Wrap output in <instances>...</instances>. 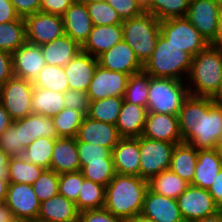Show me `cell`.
<instances>
[{
    "instance_id": "1",
    "label": "cell",
    "mask_w": 222,
    "mask_h": 222,
    "mask_svg": "<svg viewBox=\"0 0 222 222\" xmlns=\"http://www.w3.org/2000/svg\"><path fill=\"white\" fill-rule=\"evenodd\" d=\"M183 143L199 149H215L222 131V104L211 97L190 95L184 100L178 114Z\"/></svg>"
},
{
    "instance_id": "2",
    "label": "cell",
    "mask_w": 222,
    "mask_h": 222,
    "mask_svg": "<svg viewBox=\"0 0 222 222\" xmlns=\"http://www.w3.org/2000/svg\"><path fill=\"white\" fill-rule=\"evenodd\" d=\"M148 182L140 176L115 174L105 188L104 207L114 216L128 221L141 214Z\"/></svg>"
},
{
    "instance_id": "3",
    "label": "cell",
    "mask_w": 222,
    "mask_h": 222,
    "mask_svg": "<svg viewBox=\"0 0 222 222\" xmlns=\"http://www.w3.org/2000/svg\"><path fill=\"white\" fill-rule=\"evenodd\" d=\"M222 47L209 44L193 57L186 80L189 94L213 97L221 84Z\"/></svg>"
},
{
    "instance_id": "4",
    "label": "cell",
    "mask_w": 222,
    "mask_h": 222,
    "mask_svg": "<svg viewBox=\"0 0 222 222\" xmlns=\"http://www.w3.org/2000/svg\"><path fill=\"white\" fill-rule=\"evenodd\" d=\"M192 60L190 53L180 50L160 34L151 57L143 65V70L155 78L186 81Z\"/></svg>"
},
{
    "instance_id": "5",
    "label": "cell",
    "mask_w": 222,
    "mask_h": 222,
    "mask_svg": "<svg viewBox=\"0 0 222 222\" xmlns=\"http://www.w3.org/2000/svg\"><path fill=\"white\" fill-rule=\"evenodd\" d=\"M123 40L133 49L138 60L144 65L151 57L160 36V21L147 11L121 24Z\"/></svg>"
},
{
    "instance_id": "6",
    "label": "cell",
    "mask_w": 222,
    "mask_h": 222,
    "mask_svg": "<svg viewBox=\"0 0 222 222\" xmlns=\"http://www.w3.org/2000/svg\"><path fill=\"white\" fill-rule=\"evenodd\" d=\"M188 96L186 81L150 76L147 112L178 115Z\"/></svg>"
},
{
    "instance_id": "7",
    "label": "cell",
    "mask_w": 222,
    "mask_h": 222,
    "mask_svg": "<svg viewBox=\"0 0 222 222\" xmlns=\"http://www.w3.org/2000/svg\"><path fill=\"white\" fill-rule=\"evenodd\" d=\"M160 33L171 44L190 53L193 57L209 45L186 17L161 20Z\"/></svg>"
},
{
    "instance_id": "8",
    "label": "cell",
    "mask_w": 222,
    "mask_h": 222,
    "mask_svg": "<svg viewBox=\"0 0 222 222\" xmlns=\"http://www.w3.org/2000/svg\"><path fill=\"white\" fill-rule=\"evenodd\" d=\"M175 145L140 136L139 176L148 181L160 172L170 169Z\"/></svg>"
},
{
    "instance_id": "9",
    "label": "cell",
    "mask_w": 222,
    "mask_h": 222,
    "mask_svg": "<svg viewBox=\"0 0 222 222\" xmlns=\"http://www.w3.org/2000/svg\"><path fill=\"white\" fill-rule=\"evenodd\" d=\"M33 82L13 76L0 87V103L13 120L24 118L31 113Z\"/></svg>"
},
{
    "instance_id": "10",
    "label": "cell",
    "mask_w": 222,
    "mask_h": 222,
    "mask_svg": "<svg viewBox=\"0 0 222 222\" xmlns=\"http://www.w3.org/2000/svg\"><path fill=\"white\" fill-rule=\"evenodd\" d=\"M222 4L219 0H190L186 18L208 41L216 46L218 15Z\"/></svg>"
},
{
    "instance_id": "11",
    "label": "cell",
    "mask_w": 222,
    "mask_h": 222,
    "mask_svg": "<svg viewBox=\"0 0 222 222\" xmlns=\"http://www.w3.org/2000/svg\"><path fill=\"white\" fill-rule=\"evenodd\" d=\"M176 200L185 222H194L219 211L208 190L191 184Z\"/></svg>"
},
{
    "instance_id": "12",
    "label": "cell",
    "mask_w": 222,
    "mask_h": 222,
    "mask_svg": "<svg viewBox=\"0 0 222 222\" xmlns=\"http://www.w3.org/2000/svg\"><path fill=\"white\" fill-rule=\"evenodd\" d=\"M24 19L29 43L42 46L65 34L62 16L39 11Z\"/></svg>"
},
{
    "instance_id": "13",
    "label": "cell",
    "mask_w": 222,
    "mask_h": 222,
    "mask_svg": "<svg viewBox=\"0 0 222 222\" xmlns=\"http://www.w3.org/2000/svg\"><path fill=\"white\" fill-rule=\"evenodd\" d=\"M129 77L126 73L111 71L98 65L87 90L90 101L123 97Z\"/></svg>"
},
{
    "instance_id": "14",
    "label": "cell",
    "mask_w": 222,
    "mask_h": 222,
    "mask_svg": "<svg viewBox=\"0 0 222 222\" xmlns=\"http://www.w3.org/2000/svg\"><path fill=\"white\" fill-rule=\"evenodd\" d=\"M5 202L12 210L14 218L37 220L41 202L33 191L32 185L9 183Z\"/></svg>"
},
{
    "instance_id": "15",
    "label": "cell",
    "mask_w": 222,
    "mask_h": 222,
    "mask_svg": "<svg viewBox=\"0 0 222 222\" xmlns=\"http://www.w3.org/2000/svg\"><path fill=\"white\" fill-rule=\"evenodd\" d=\"M97 59L98 65L111 71L132 75L143 70V64L124 40L102 53Z\"/></svg>"
},
{
    "instance_id": "16",
    "label": "cell",
    "mask_w": 222,
    "mask_h": 222,
    "mask_svg": "<svg viewBox=\"0 0 222 222\" xmlns=\"http://www.w3.org/2000/svg\"><path fill=\"white\" fill-rule=\"evenodd\" d=\"M121 138L116 125L93 120L86 115L76 136L77 142L100 145L109 148L111 151Z\"/></svg>"
},
{
    "instance_id": "17",
    "label": "cell",
    "mask_w": 222,
    "mask_h": 222,
    "mask_svg": "<svg viewBox=\"0 0 222 222\" xmlns=\"http://www.w3.org/2000/svg\"><path fill=\"white\" fill-rule=\"evenodd\" d=\"M142 136L168 143H182L178 115L148 112Z\"/></svg>"
},
{
    "instance_id": "18",
    "label": "cell",
    "mask_w": 222,
    "mask_h": 222,
    "mask_svg": "<svg viewBox=\"0 0 222 222\" xmlns=\"http://www.w3.org/2000/svg\"><path fill=\"white\" fill-rule=\"evenodd\" d=\"M13 73L18 78L34 81L45 66L41 46L25 42L13 54Z\"/></svg>"
},
{
    "instance_id": "19",
    "label": "cell",
    "mask_w": 222,
    "mask_h": 222,
    "mask_svg": "<svg viewBox=\"0 0 222 222\" xmlns=\"http://www.w3.org/2000/svg\"><path fill=\"white\" fill-rule=\"evenodd\" d=\"M141 214L156 222H185L177 200L156 194L147 189Z\"/></svg>"
},
{
    "instance_id": "20",
    "label": "cell",
    "mask_w": 222,
    "mask_h": 222,
    "mask_svg": "<svg viewBox=\"0 0 222 222\" xmlns=\"http://www.w3.org/2000/svg\"><path fill=\"white\" fill-rule=\"evenodd\" d=\"M13 124L19 129L20 143L25 147L40 137L59 138L52 117L31 113L24 118L13 120Z\"/></svg>"
},
{
    "instance_id": "21",
    "label": "cell",
    "mask_w": 222,
    "mask_h": 222,
    "mask_svg": "<svg viewBox=\"0 0 222 222\" xmlns=\"http://www.w3.org/2000/svg\"><path fill=\"white\" fill-rule=\"evenodd\" d=\"M112 157L117 174L139 176L140 137L121 138L112 150Z\"/></svg>"
},
{
    "instance_id": "22",
    "label": "cell",
    "mask_w": 222,
    "mask_h": 222,
    "mask_svg": "<svg viewBox=\"0 0 222 222\" xmlns=\"http://www.w3.org/2000/svg\"><path fill=\"white\" fill-rule=\"evenodd\" d=\"M97 66L96 57L80 51L69 64L64 66L69 89L87 92Z\"/></svg>"
},
{
    "instance_id": "23",
    "label": "cell",
    "mask_w": 222,
    "mask_h": 222,
    "mask_svg": "<svg viewBox=\"0 0 222 222\" xmlns=\"http://www.w3.org/2000/svg\"><path fill=\"white\" fill-rule=\"evenodd\" d=\"M122 40L121 24L94 25L87 40L81 46V51L97 58Z\"/></svg>"
},
{
    "instance_id": "24",
    "label": "cell",
    "mask_w": 222,
    "mask_h": 222,
    "mask_svg": "<svg viewBox=\"0 0 222 222\" xmlns=\"http://www.w3.org/2000/svg\"><path fill=\"white\" fill-rule=\"evenodd\" d=\"M62 17L65 34L82 46L94 26L86 3L74 2Z\"/></svg>"
},
{
    "instance_id": "25",
    "label": "cell",
    "mask_w": 222,
    "mask_h": 222,
    "mask_svg": "<svg viewBox=\"0 0 222 222\" xmlns=\"http://www.w3.org/2000/svg\"><path fill=\"white\" fill-rule=\"evenodd\" d=\"M50 169L58 174L81 171L76 138L55 140Z\"/></svg>"
},
{
    "instance_id": "26",
    "label": "cell",
    "mask_w": 222,
    "mask_h": 222,
    "mask_svg": "<svg viewBox=\"0 0 222 222\" xmlns=\"http://www.w3.org/2000/svg\"><path fill=\"white\" fill-rule=\"evenodd\" d=\"M222 169V155L216 149H199L191 185L208 190Z\"/></svg>"
},
{
    "instance_id": "27",
    "label": "cell",
    "mask_w": 222,
    "mask_h": 222,
    "mask_svg": "<svg viewBox=\"0 0 222 222\" xmlns=\"http://www.w3.org/2000/svg\"><path fill=\"white\" fill-rule=\"evenodd\" d=\"M147 113V108L144 106L123 101L116 123L119 135L122 138L142 136Z\"/></svg>"
},
{
    "instance_id": "28",
    "label": "cell",
    "mask_w": 222,
    "mask_h": 222,
    "mask_svg": "<svg viewBox=\"0 0 222 222\" xmlns=\"http://www.w3.org/2000/svg\"><path fill=\"white\" fill-rule=\"evenodd\" d=\"M76 203L57 195L41 202L37 220L50 222H78Z\"/></svg>"
},
{
    "instance_id": "29",
    "label": "cell",
    "mask_w": 222,
    "mask_h": 222,
    "mask_svg": "<svg viewBox=\"0 0 222 222\" xmlns=\"http://www.w3.org/2000/svg\"><path fill=\"white\" fill-rule=\"evenodd\" d=\"M45 64L64 67L81 51V46L67 34L41 46Z\"/></svg>"
},
{
    "instance_id": "30",
    "label": "cell",
    "mask_w": 222,
    "mask_h": 222,
    "mask_svg": "<svg viewBox=\"0 0 222 222\" xmlns=\"http://www.w3.org/2000/svg\"><path fill=\"white\" fill-rule=\"evenodd\" d=\"M198 160V150L187 143L175 145L170 170L189 184L193 181Z\"/></svg>"
},
{
    "instance_id": "31",
    "label": "cell",
    "mask_w": 222,
    "mask_h": 222,
    "mask_svg": "<svg viewBox=\"0 0 222 222\" xmlns=\"http://www.w3.org/2000/svg\"><path fill=\"white\" fill-rule=\"evenodd\" d=\"M147 182L150 191L172 199H177L190 185L170 169L160 172Z\"/></svg>"
},
{
    "instance_id": "32",
    "label": "cell",
    "mask_w": 222,
    "mask_h": 222,
    "mask_svg": "<svg viewBox=\"0 0 222 222\" xmlns=\"http://www.w3.org/2000/svg\"><path fill=\"white\" fill-rule=\"evenodd\" d=\"M33 113L53 117L65 108L63 93L34 87L32 95Z\"/></svg>"
},
{
    "instance_id": "33",
    "label": "cell",
    "mask_w": 222,
    "mask_h": 222,
    "mask_svg": "<svg viewBox=\"0 0 222 222\" xmlns=\"http://www.w3.org/2000/svg\"><path fill=\"white\" fill-rule=\"evenodd\" d=\"M45 169L28 162L23 156L9 157L8 182L32 185Z\"/></svg>"
},
{
    "instance_id": "34",
    "label": "cell",
    "mask_w": 222,
    "mask_h": 222,
    "mask_svg": "<svg viewBox=\"0 0 222 222\" xmlns=\"http://www.w3.org/2000/svg\"><path fill=\"white\" fill-rule=\"evenodd\" d=\"M26 42L25 19L19 17L17 20L0 23V50L13 54Z\"/></svg>"
},
{
    "instance_id": "35",
    "label": "cell",
    "mask_w": 222,
    "mask_h": 222,
    "mask_svg": "<svg viewBox=\"0 0 222 222\" xmlns=\"http://www.w3.org/2000/svg\"><path fill=\"white\" fill-rule=\"evenodd\" d=\"M123 101V97H107L90 101L86 116L93 120L116 125Z\"/></svg>"
},
{
    "instance_id": "36",
    "label": "cell",
    "mask_w": 222,
    "mask_h": 222,
    "mask_svg": "<svg viewBox=\"0 0 222 222\" xmlns=\"http://www.w3.org/2000/svg\"><path fill=\"white\" fill-rule=\"evenodd\" d=\"M33 86L60 93L66 92L69 84L64 67L45 64L34 79Z\"/></svg>"
},
{
    "instance_id": "37",
    "label": "cell",
    "mask_w": 222,
    "mask_h": 222,
    "mask_svg": "<svg viewBox=\"0 0 222 222\" xmlns=\"http://www.w3.org/2000/svg\"><path fill=\"white\" fill-rule=\"evenodd\" d=\"M105 186L84 179L79 191L76 207L84 210L102 209L105 204Z\"/></svg>"
},
{
    "instance_id": "38",
    "label": "cell",
    "mask_w": 222,
    "mask_h": 222,
    "mask_svg": "<svg viewBox=\"0 0 222 222\" xmlns=\"http://www.w3.org/2000/svg\"><path fill=\"white\" fill-rule=\"evenodd\" d=\"M150 86V75L144 70L130 75L124 101L146 108Z\"/></svg>"
},
{
    "instance_id": "39",
    "label": "cell",
    "mask_w": 222,
    "mask_h": 222,
    "mask_svg": "<svg viewBox=\"0 0 222 222\" xmlns=\"http://www.w3.org/2000/svg\"><path fill=\"white\" fill-rule=\"evenodd\" d=\"M57 138L40 137L34 140L23 151V157L35 165L44 169H50L52 152Z\"/></svg>"
},
{
    "instance_id": "40",
    "label": "cell",
    "mask_w": 222,
    "mask_h": 222,
    "mask_svg": "<svg viewBox=\"0 0 222 222\" xmlns=\"http://www.w3.org/2000/svg\"><path fill=\"white\" fill-rule=\"evenodd\" d=\"M190 0H151L145 11L154 14L159 21L186 17Z\"/></svg>"
},
{
    "instance_id": "41",
    "label": "cell",
    "mask_w": 222,
    "mask_h": 222,
    "mask_svg": "<svg viewBox=\"0 0 222 222\" xmlns=\"http://www.w3.org/2000/svg\"><path fill=\"white\" fill-rule=\"evenodd\" d=\"M84 115L73 108H64L52 117L58 137L76 138Z\"/></svg>"
},
{
    "instance_id": "42",
    "label": "cell",
    "mask_w": 222,
    "mask_h": 222,
    "mask_svg": "<svg viewBox=\"0 0 222 222\" xmlns=\"http://www.w3.org/2000/svg\"><path fill=\"white\" fill-rule=\"evenodd\" d=\"M81 172L85 179L105 187L116 174L113 159L88 162V164L81 169Z\"/></svg>"
},
{
    "instance_id": "43",
    "label": "cell",
    "mask_w": 222,
    "mask_h": 222,
    "mask_svg": "<svg viewBox=\"0 0 222 222\" xmlns=\"http://www.w3.org/2000/svg\"><path fill=\"white\" fill-rule=\"evenodd\" d=\"M93 25L122 24V20L105 0H92L86 3Z\"/></svg>"
},
{
    "instance_id": "44",
    "label": "cell",
    "mask_w": 222,
    "mask_h": 222,
    "mask_svg": "<svg viewBox=\"0 0 222 222\" xmlns=\"http://www.w3.org/2000/svg\"><path fill=\"white\" fill-rule=\"evenodd\" d=\"M59 186V174L51 169H45L39 178L32 184L33 191L40 202L57 196Z\"/></svg>"
},
{
    "instance_id": "45",
    "label": "cell",
    "mask_w": 222,
    "mask_h": 222,
    "mask_svg": "<svg viewBox=\"0 0 222 222\" xmlns=\"http://www.w3.org/2000/svg\"><path fill=\"white\" fill-rule=\"evenodd\" d=\"M84 176L81 171L59 174V195L77 203Z\"/></svg>"
},
{
    "instance_id": "46",
    "label": "cell",
    "mask_w": 222,
    "mask_h": 222,
    "mask_svg": "<svg viewBox=\"0 0 222 222\" xmlns=\"http://www.w3.org/2000/svg\"><path fill=\"white\" fill-rule=\"evenodd\" d=\"M78 156L81 164V169L88 162L103 161V159H113L112 151L100 145L91 143L77 142Z\"/></svg>"
},
{
    "instance_id": "47",
    "label": "cell",
    "mask_w": 222,
    "mask_h": 222,
    "mask_svg": "<svg viewBox=\"0 0 222 222\" xmlns=\"http://www.w3.org/2000/svg\"><path fill=\"white\" fill-rule=\"evenodd\" d=\"M0 148H2L9 157L23 155L26 147L20 143L19 129H17L13 123L0 135Z\"/></svg>"
},
{
    "instance_id": "48",
    "label": "cell",
    "mask_w": 222,
    "mask_h": 222,
    "mask_svg": "<svg viewBox=\"0 0 222 222\" xmlns=\"http://www.w3.org/2000/svg\"><path fill=\"white\" fill-rule=\"evenodd\" d=\"M112 8L117 11V14L122 21L137 17L145 7L138 0H105Z\"/></svg>"
},
{
    "instance_id": "49",
    "label": "cell",
    "mask_w": 222,
    "mask_h": 222,
    "mask_svg": "<svg viewBox=\"0 0 222 222\" xmlns=\"http://www.w3.org/2000/svg\"><path fill=\"white\" fill-rule=\"evenodd\" d=\"M65 108H73L80 111L84 116L90 107V98L85 91L68 89L63 93Z\"/></svg>"
},
{
    "instance_id": "50",
    "label": "cell",
    "mask_w": 222,
    "mask_h": 222,
    "mask_svg": "<svg viewBox=\"0 0 222 222\" xmlns=\"http://www.w3.org/2000/svg\"><path fill=\"white\" fill-rule=\"evenodd\" d=\"M78 222H127L123 218L114 216L105 208L84 210L79 212Z\"/></svg>"
},
{
    "instance_id": "51",
    "label": "cell",
    "mask_w": 222,
    "mask_h": 222,
    "mask_svg": "<svg viewBox=\"0 0 222 222\" xmlns=\"http://www.w3.org/2000/svg\"><path fill=\"white\" fill-rule=\"evenodd\" d=\"M73 0H41L40 12L63 16Z\"/></svg>"
},
{
    "instance_id": "52",
    "label": "cell",
    "mask_w": 222,
    "mask_h": 222,
    "mask_svg": "<svg viewBox=\"0 0 222 222\" xmlns=\"http://www.w3.org/2000/svg\"><path fill=\"white\" fill-rule=\"evenodd\" d=\"M14 76L13 55L0 50V87Z\"/></svg>"
},
{
    "instance_id": "53",
    "label": "cell",
    "mask_w": 222,
    "mask_h": 222,
    "mask_svg": "<svg viewBox=\"0 0 222 222\" xmlns=\"http://www.w3.org/2000/svg\"><path fill=\"white\" fill-rule=\"evenodd\" d=\"M15 8L16 13L25 18L40 11L41 0H10Z\"/></svg>"
},
{
    "instance_id": "54",
    "label": "cell",
    "mask_w": 222,
    "mask_h": 222,
    "mask_svg": "<svg viewBox=\"0 0 222 222\" xmlns=\"http://www.w3.org/2000/svg\"><path fill=\"white\" fill-rule=\"evenodd\" d=\"M19 17L10 0H0V23L14 21Z\"/></svg>"
},
{
    "instance_id": "55",
    "label": "cell",
    "mask_w": 222,
    "mask_h": 222,
    "mask_svg": "<svg viewBox=\"0 0 222 222\" xmlns=\"http://www.w3.org/2000/svg\"><path fill=\"white\" fill-rule=\"evenodd\" d=\"M209 193L214 199V202L218 205H222V169L216 175L212 186L208 189Z\"/></svg>"
},
{
    "instance_id": "56",
    "label": "cell",
    "mask_w": 222,
    "mask_h": 222,
    "mask_svg": "<svg viewBox=\"0 0 222 222\" xmlns=\"http://www.w3.org/2000/svg\"><path fill=\"white\" fill-rule=\"evenodd\" d=\"M12 123L13 119L4 106L0 103V135H2Z\"/></svg>"
},
{
    "instance_id": "57",
    "label": "cell",
    "mask_w": 222,
    "mask_h": 222,
    "mask_svg": "<svg viewBox=\"0 0 222 222\" xmlns=\"http://www.w3.org/2000/svg\"><path fill=\"white\" fill-rule=\"evenodd\" d=\"M14 219L12 210L6 202H0V222H11Z\"/></svg>"
},
{
    "instance_id": "58",
    "label": "cell",
    "mask_w": 222,
    "mask_h": 222,
    "mask_svg": "<svg viewBox=\"0 0 222 222\" xmlns=\"http://www.w3.org/2000/svg\"><path fill=\"white\" fill-rule=\"evenodd\" d=\"M8 160L9 156L0 148V177H8Z\"/></svg>"
},
{
    "instance_id": "59",
    "label": "cell",
    "mask_w": 222,
    "mask_h": 222,
    "mask_svg": "<svg viewBox=\"0 0 222 222\" xmlns=\"http://www.w3.org/2000/svg\"><path fill=\"white\" fill-rule=\"evenodd\" d=\"M8 186V177H0V202L6 201Z\"/></svg>"
},
{
    "instance_id": "60",
    "label": "cell",
    "mask_w": 222,
    "mask_h": 222,
    "mask_svg": "<svg viewBox=\"0 0 222 222\" xmlns=\"http://www.w3.org/2000/svg\"><path fill=\"white\" fill-rule=\"evenodd\" d=\"M216 46L222 47V6L218 15V29L216 35Z\"/></svg>"
},
{
    "instance_id": "61",
    "label": "cell",
    "mask_w": 222,
    "mask_h": 222,
    "mask_svg": "<svg viewBox=\"0 0 222 222\" xmlns=\"http://www.w3.org/2000/svg\"><path fill=\"white\" fill-rule=\"evenodd\" d=\"M194 222H222V217H221L220 213L217 212L211 216H207L203 219H199Z\"/></svg>"
},
{
    "instance_id": "62",
    "label": "cell",
    "mask_w": 222,
    "mask_h": 222,
    "mask_svg": "<svg viewBox=\"0 0 222 222\" xmlns=\"http://www.w3.org/2000/svg\"><path fill=\"white\" fill-rule=\"evenodd\" d=\"M127 222H156L142 214H137L135 217L129 219Z\"/></svg>"
},
{
    "instance_id": "63",
    "label": "cell",
    "mask_w": 222,
    "mask_h": 222,
    "mask_svg": "<svg viewBox=\"0 0 222 222\" xmlns=\"http://www.w3.org/2000/svg\"><path fill=\"white\" fill-rule=\"evenodd\" d=\"M212 99L219 104H222V76H221V84L217 91V93L212 97Z\"/></svg>"
},
{
    "instance_id": "64",
    "label": "cell",
    "mask_w": 222,
    "mask_h": 222,
    "mask_svg": "<svg viewBox=\"0 0 222 222\" xmlns=\"http://www.w3.org/2000/svg\"><path fill=\"white\" fill-rule=\"evenodd\" d=\"M215 149L222 155V131L220 132L215 143Z\"/></svg>"
},
{
    "instance_id": "65",
    "label": "cell",
    "mask_w": 222,
    "mask_h": 222,
    "mask_svg": "<svg viewBox=\"0 0 222 222\" xmlns=\"http://www.w3.org/2000/svg\"><path fill=\"white\" fill-rule=\"evenodd\" d=\"M11 222H35L29 219L14 218Z\"/></svg>"
},
{
    "instance_id": "66",
    "label": "cell",
    "mask_w": 222,
    "mask_h": 222,
    "mask_svg": "<svg viewBox=\"0 0 222 222\" xmlns=\"http://www.w3.org/2000/svg\"><path fill=\"white\" fill-rule=\"evenodd\" d=\"M144 7H146L151 0H138Z\"/></svg>"
},
{
    "instance_id": "67",
    "label": "cell",
    "mask_w": 222,
    "mask_h": 222,
    "mask_svg": "<svg viewBox=\"0 0 222 222\" xmlns=\"http://www.w3.org/2000/svg\"><path fill=\"white\" fill-rule=\"evenodd\" d=\"M74 2L76 3H87V2H90L92 0H73Z\"/></svg>"
},
{
    "instance_id": "68",
    "label": "cell",
    "mask_w": 222,
    "mask_h": 222,
    "mask_svg": "<svg viewBox=\"0 0 222 222\" xmlns=\"http://www.w3.org/2000/svg\"><path fill=\"white\" fill-rule=\"evenodd\" d=\"M218 212L220 213V215H221V217H222V205L219 206V211H218Z\"/></svg>"
},
{
    "instance_id": "69",
    "label": "cell",
    "mask_w": 222,
    "mask_h": 222,
    "mask_svg": "<svg viewBox=\"0 0 222 222\" xmlns=\"http://www.w3.org/2000/svg\"><path fill=\"white\" fill-rule=\"evenodd\" d=\"M35 222H50V221L36 220Z\"/></svg>"
}]
</instances>
